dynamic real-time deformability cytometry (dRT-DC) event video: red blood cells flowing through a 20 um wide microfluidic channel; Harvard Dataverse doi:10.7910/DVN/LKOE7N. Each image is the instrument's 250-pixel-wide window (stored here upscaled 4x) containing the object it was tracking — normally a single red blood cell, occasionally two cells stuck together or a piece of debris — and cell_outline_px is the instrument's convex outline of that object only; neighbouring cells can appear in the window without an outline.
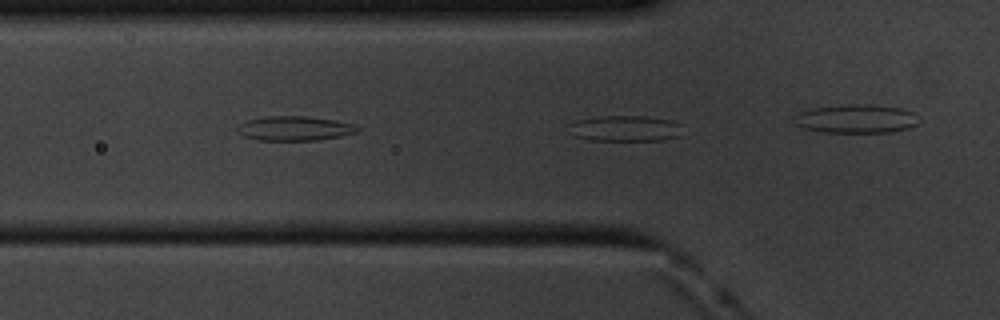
{"species": "common noctule bat (a hibernating species)", "species_latin": "Nyctalus noctula", "temperature_condition": "cold", "stored_images_in_passage": 13, "camera_frame_rate_fps": 3000, "um_per_image_px": 0.085, "animal": {"sex": "male", "body_mass_g": 20.1, "forearm_length_mm": 53.5}, "frame": {"image": 1, "passage_image": 4, "time_ms": 1.0, "image_size_px": [1000, 320], "cell_outline_px": [[684, 124], [680, 136], [664, 140], [588, 140], [576, 136], [572, 124], [576, 120], [600, 116], [648, 116], [672, 120]], "centroid_in_image_um": [53.3, 10.91], "position_along_channel_um": 72.5, "area_um2": 17.05}}
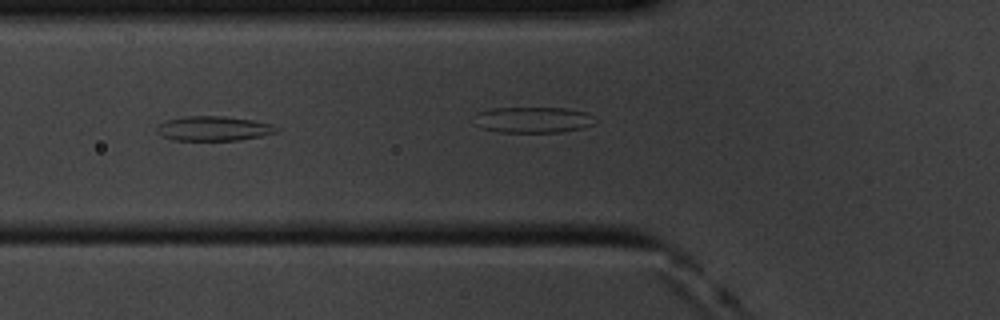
{"frame": {"image": 2, "passage_image": 7, "time_ms": 2.0, "image_size_px": [1000, 320], "cell_outline_px": [[280, 128], [276, 132], [260, 136], [240, 140], [172, 140], [156, 132], [156, 128], [160, 124], [168, 120], [184, 116], [224, 116], [252, 120], [268, 124]], "centroid_in_image_um": [18.13, 10.92], "position_along_channel_um": 107.7, "area_um2": 16.94}}